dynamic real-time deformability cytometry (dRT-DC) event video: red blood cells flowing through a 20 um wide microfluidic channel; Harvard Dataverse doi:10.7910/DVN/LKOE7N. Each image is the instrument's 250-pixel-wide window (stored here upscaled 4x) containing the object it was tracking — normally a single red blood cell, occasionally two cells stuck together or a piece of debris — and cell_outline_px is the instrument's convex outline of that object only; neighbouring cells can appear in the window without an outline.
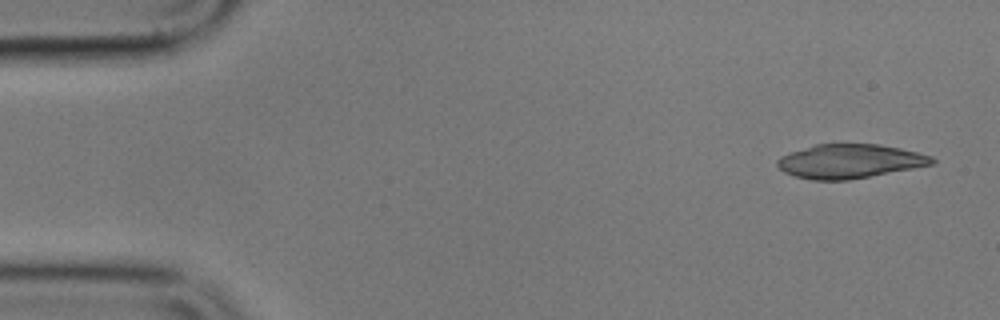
{"species": "common noctule bat (a hibernating species)", "species_latin": "Nyctalus noctula", "temperature_condition": "cold", "stored_images_in_passage": 5, "camera_frame_rate_fps": 3000, "um_per_image_px": 0.085, "animal": {"sex": "male", "body_mass_g": 17.9}, "frame": {"image": 1, "passage_image": 1, "time_ms": 0.0, "image_size_px": [1000, 320], "cell_outline_px": [[936, 164], [848, 180], [812, 180], [796, 176], [784, 172], [776, 164], [776, 160], [780, 156], [816, 144], [880, 144], [900, 148], [932, 156], [936, 160]], "centroid_in_image_um": [72.25, 13.7], "position_along_channel_um": 12.8, "area_um2": 30.58}}